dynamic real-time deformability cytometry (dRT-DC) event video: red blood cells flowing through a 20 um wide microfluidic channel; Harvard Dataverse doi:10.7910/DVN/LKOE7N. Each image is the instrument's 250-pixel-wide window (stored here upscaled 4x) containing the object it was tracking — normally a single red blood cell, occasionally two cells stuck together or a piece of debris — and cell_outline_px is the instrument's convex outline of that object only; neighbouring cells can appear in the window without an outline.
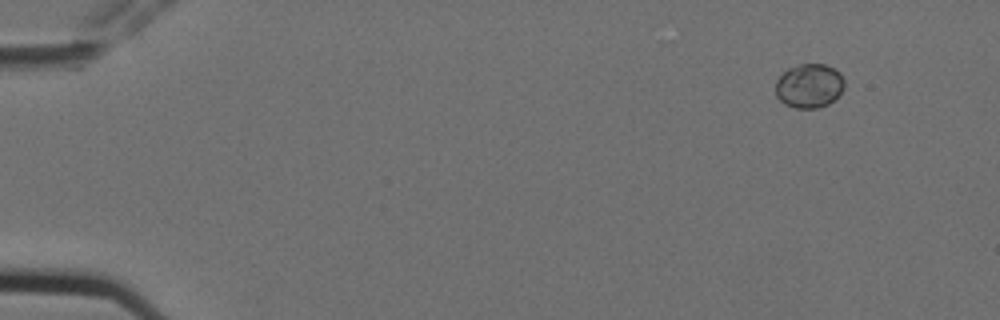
{"species": "Egyptian fruit bat (a non-hibernating species)", "species_latin": "Rousettus aegyptiacus", "temperature_condition": "cold", "stored_images_in_passage": 6, "camera_frame_rate_fps": 3000, "um_per_image_px": 0.085, "animal": {"sex": "female"}, "frame": {"image": 1, "passage_image": 1, "time_ms": 0.0, "image_size_px": [1000, 320], "cell_outline_px": [[844, 88], [828, 104], [816, 108], [796, 108], [784, 104], [776, 96], [776, 80], [788, 68], [800, 64], [824, 64], [840, 72], [844, 80]], "centroid_in_image_um": [68.77, 7.29], "position_along_channel_um": 16.2, "area_um2": 17.57}}
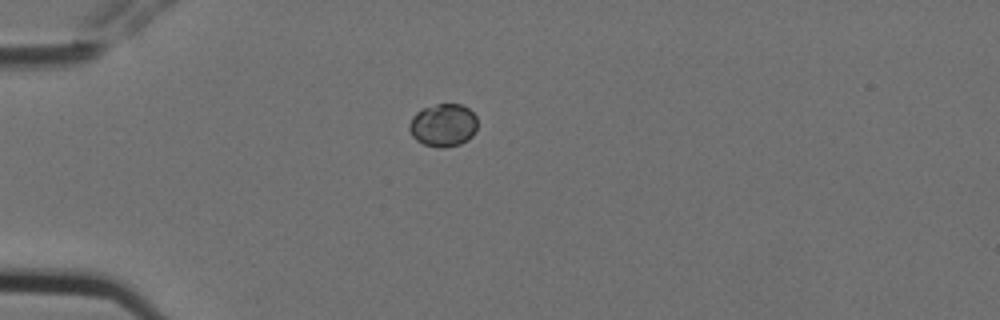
{"frame": {"image": 2, "passage_image": 4, "time_ms": 1.0, "image_size_px": [1000, 320], "cell_outline_px": [[476, 128], [472, 136], [468, 140], [460, 144], [444, 148], [436, 148], [424, 144], [416, 140], [412, 136], [408, 128], [408, 124], [412, 116], [416, 112], [424, 108], [436, 104], [460, 104], [468, 108], [476, 116]], "centroid_in_image_um": [37.65, 10.65], "position_along_channel_um": 47.4, "area_um2": 17.17}}
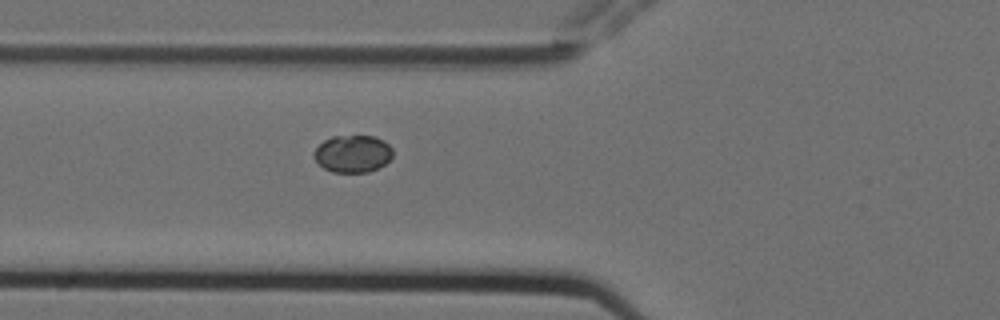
{"frame": {"image": 3, "passage_image": 6, "time_ms": 1.667, "image_size_px": [1000, 320], "cell_outline_px": [[392, 156], [384, 164], [368, 172], [332, 172], [324, 168], [312, 156], [312, 152], [324, 140], [332, 136], [376, 136], [384, 140], [392, 148]], "centroid_in_image_um": [29.96, 13.06], "position_along_channel_um": 95.8, "area_um2": 17.11}}